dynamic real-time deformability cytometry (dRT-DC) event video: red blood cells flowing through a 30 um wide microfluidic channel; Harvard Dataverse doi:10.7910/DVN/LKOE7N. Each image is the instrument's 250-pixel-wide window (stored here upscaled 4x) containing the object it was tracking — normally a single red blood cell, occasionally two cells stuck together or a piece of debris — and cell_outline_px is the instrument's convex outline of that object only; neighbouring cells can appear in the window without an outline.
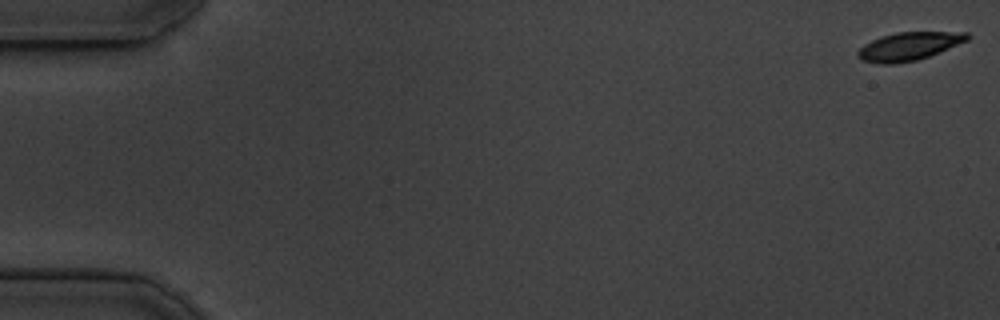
{"species": "common noctule bat (a hibernating species)", "species_latin": "Nyctalus noctula", "temperature_condition": "cold", "stored_images_in_passage": 55, "camera_frame_rate_fps": 3000, "um_per_image_px": 0.085, "animal": {"sex": "male", "body_mass_g": 19.5, "forearm_length_mm": 54.6}, "frame": {"image": 1, "passage_image": 1, "time_ms": 0.0, "image_size_px": [1000, 320], "cell_outline_px": [[972, 36], [968, 40], [928, 56], [916, 60], [892, 64], [880, 64], [860, 60], [856, 56], [856, 52], [864, 44], [880, 36], [896, 32], [968, 32]], "centroid_in_image_um": [77.22, 3.93], "position_along_channel_um": 7.8, "area_um2": 17.98}}
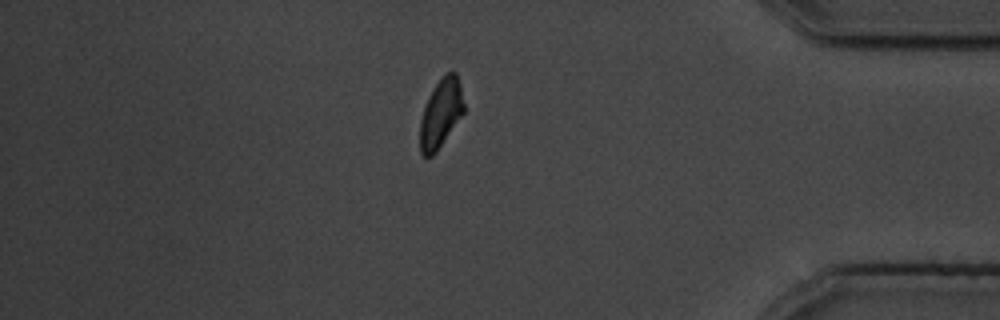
{"frame": {"image": 2, "passage_image": 47, "time_ms": 15.333, "image_size_px": [1000, 320], "cell_outline_px": [[464, 112], [436, 152], [432, 156], [424, 156], [420, 152], [420, 120], [428, 96], [444, 72], [452, 68], [456, 72], [460, 84], [464, 104]], "centroid_in_image_um": [37.47, 9.58], "position_along_channel_um": 397.7, "area_um2": 17.63}}
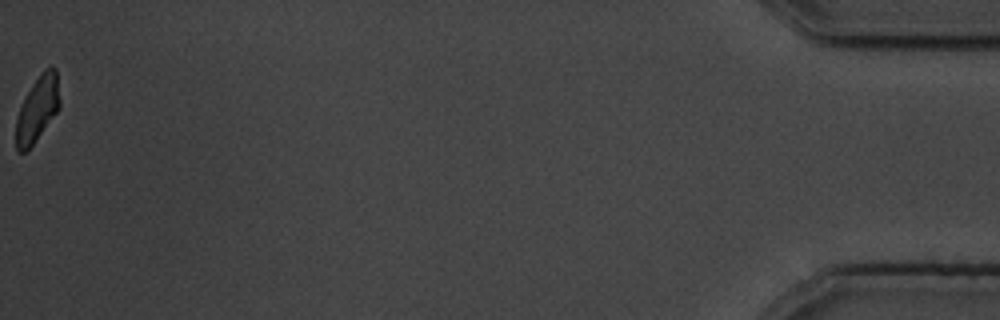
{"frame": {"image": 3, "passage_image": 55, "time_ms": 18.0, "image_size_px": [1000, 320], "cell_outline_px": [[60, 108], [32, 144], [24, 152], [16, 152], [16, 120], [20, 104], [32, 84], [44, 68], [56, 68], [60, 100]], "centroid_in_image_um": [3.17, 9.24], "position_along_channel_um": 432.0, "area_um2": 16.53}, "authors_computed_cell_mechanics": {"area_um2": 18.6694, "velocity_mm_per_s": 3.7204, "shape_relaxation_time_tau1_ms": 1.9745, "shape_relaxation_time_tau2_ms": 3.3044, "deformation_change_tau1": 0.1079, "deformation_change_tau2": 0.0915}}